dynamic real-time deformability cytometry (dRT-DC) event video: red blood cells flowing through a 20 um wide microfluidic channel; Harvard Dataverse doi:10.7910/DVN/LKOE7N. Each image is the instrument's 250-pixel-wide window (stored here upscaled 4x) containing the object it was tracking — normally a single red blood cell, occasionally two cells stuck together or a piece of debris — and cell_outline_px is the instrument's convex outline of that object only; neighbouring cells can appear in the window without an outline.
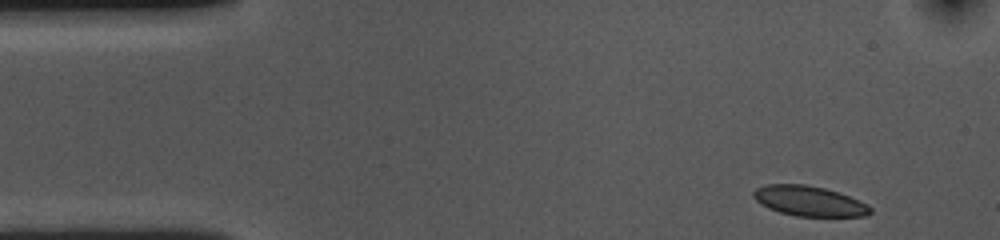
{"species": "common noctule bat (a hibernating species)", "species_latin": "Nyctalus noctula", "temperature_condition": "cold", "stored_images_in_passage": 47, "camera_frame_rate_fps": 3000, "um_per_image_px": 0.085, "animal": {"sex": "female", "body_mass_g": 10.0, "forearm_length_mm": 53.1}, "frame": {"image": 1, "passage_image": 1, "time_ms": 0.0, "image_size_px": [1000, 240], "cell_outline_px": [[872, 212], [868, 216], [796, 216], [780, 212], [768, 208], [760, 204], [752, 196], [752, 192], [756, 188], [764, 184], [804, 184], [824, 188], [840, 192], [868, 204], [872, 208]], "centroid_in_image_um": [68.78, 17.08], "position_along_channel_um": 16.2, "area_um2": 20.69}}
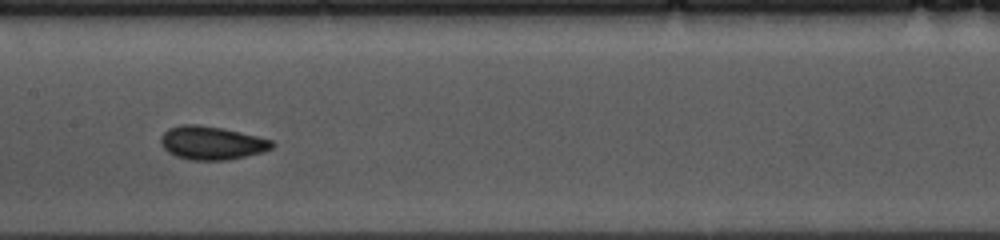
{"frame": {"image": 2, "passage_image": 22, "time_ms": 7.0, "image_size_px": [1000, 240], "cell_outline_px": [[276, 144], [272, 148], [260, 152], [228, 160], [192, 160], [176, 156], [168, 152], [160, 144], [160, 136], [168, 128], [180, 124], [196, 124], [224, 128], [272, 140]], "centroid_in_image_um": [17.96, 12.14], "position_along_channel_um": 189.4, "area_um2": 21.68}}
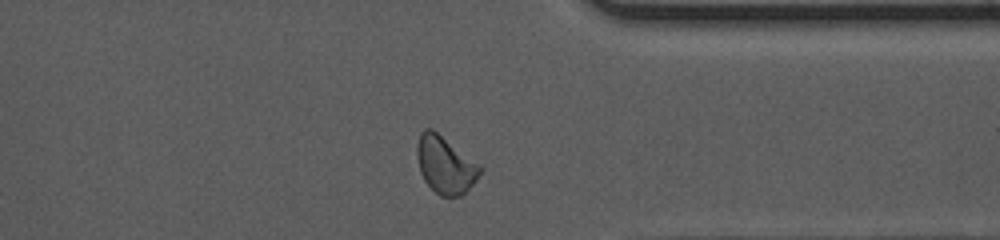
{"frame": {"image": 3, "passage_image": 38, "time_ms": 12.333, "image_size_px": [1000, 240], "cell_outline_px": [[484, 168], [476, 180], [460, 196], [440, 196], [424, 180], [420, 172], [416, 156], [416, 144], [420, 132], [424, 128], [432, 128], [480, 164]], "centroid_in_image_um": [37.83, 13.98], "position_along_channel_um": 373.6, "area_um2": 21.1}, "authors_computed_cell_mechanics": {"area_um2": 21.0392, "velocity_mm_per_s": 3.5939, "shape_relaxation_time_tau1_ms": 2.9909, "shape_relaxation_time_tau2_ms": 1.6613, "deformation_change_tau1": 0.0813, "deformation_change_tau2": 0.0595}}